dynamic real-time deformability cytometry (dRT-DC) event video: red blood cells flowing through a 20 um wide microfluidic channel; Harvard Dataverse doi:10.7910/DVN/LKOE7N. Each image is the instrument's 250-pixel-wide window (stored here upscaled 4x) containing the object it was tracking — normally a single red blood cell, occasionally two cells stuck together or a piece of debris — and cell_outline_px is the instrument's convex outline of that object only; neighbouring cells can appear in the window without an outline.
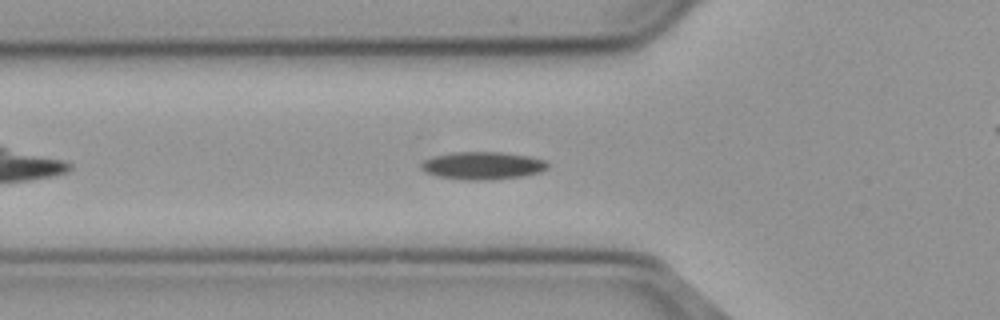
{"species": "common noctule bat (a hibernating species)", "species_latin": "Nyctalus noctula", "temperature_condition": "cold", "stored_images_in_passage": 46, "camera_frame_rate_fps": 3000, "um_per_image_px": 0.085, "animal": {"sex": "male", "body_mass_g": 23.1, "forearm_length_mm": 52.7}, "frame": {"image": 1, "passage_image": 8, "time_ms": 2.333, "image_size_px": [1000, 320], "cell_outline_px": [[548, 168], [540, 172], [524, 176], [492, 180], [468, 180], [436, 176], [424, 172], [420, 168], [420, 164], [424, 160], [436, 156], [452, 152], [500, 152], [528, 156], [544, 160], [548, 164]], "centroid_in_image_um": [41.01, 14.08], "position_along_channel_um": 84.8, "area_um2": 20.46}}
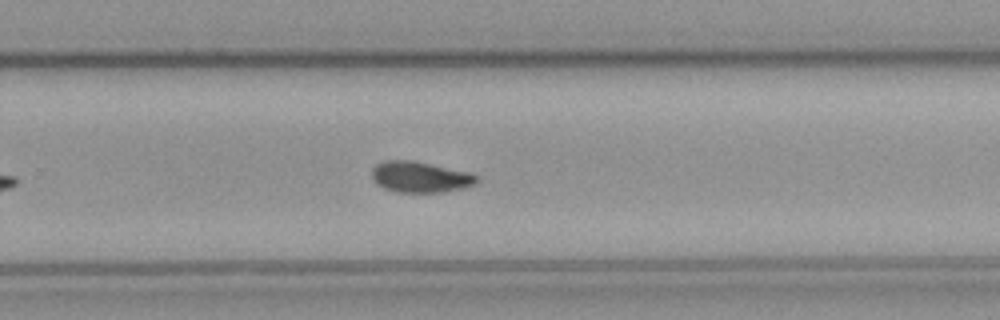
{"frame": {"image": 2, "passage_image": 25, "time_ms": 8.0, "image_size_px": [1000, 320], "cell_outline_px": [[476, 184], [444, 192], [396, 192], [384, 188], [376, 184], [372, 180], [372, 168], [376, 164], [388, 160], [408, 160], [472, 172], [476, 176]], "centroid_in_image_um": [35.68, 15.05], "position_along_channel_um": 294.1, "area_um2": 18.79}}
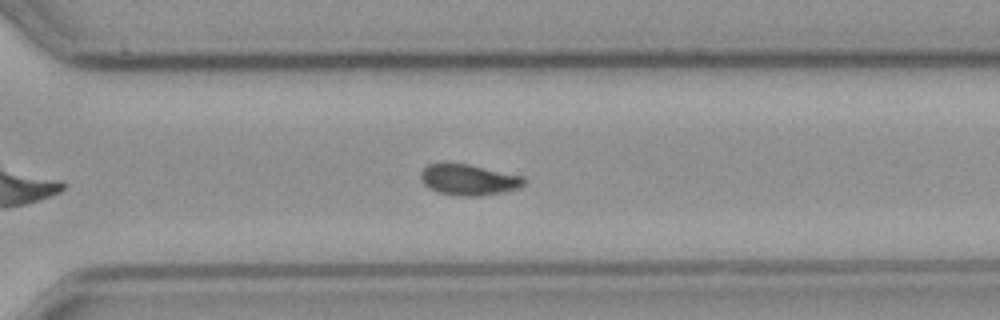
{"frame": {"image": 3, "passage_image": 28, "time_ms": 9.0, "image_size_px": [1000, 320], "cell_outline_px": [[524, 184], [516, 188], [504, 192], [480, 196], [460, 196], [436, 192], [428, 188], [420, 180], [420, 172], [428, 164], [468, 164], [524, 176]], "centroid_in_image_um": [39.81, 15.29], "position_along_channel_um": 330.8, "area_um2": 18.55}, "authors_computed_cell_mechanics": {"area_um2": 18.6116, "velocity_mm_per_s": 3.6763, "shape_relaxation_time_tau1_ms": 6.1241, "shape_relaxation_time_tau2_ms": 8.8548, "deformation_change_tau1": 0.1333, "deformation_change_tau2": 0.1283}}